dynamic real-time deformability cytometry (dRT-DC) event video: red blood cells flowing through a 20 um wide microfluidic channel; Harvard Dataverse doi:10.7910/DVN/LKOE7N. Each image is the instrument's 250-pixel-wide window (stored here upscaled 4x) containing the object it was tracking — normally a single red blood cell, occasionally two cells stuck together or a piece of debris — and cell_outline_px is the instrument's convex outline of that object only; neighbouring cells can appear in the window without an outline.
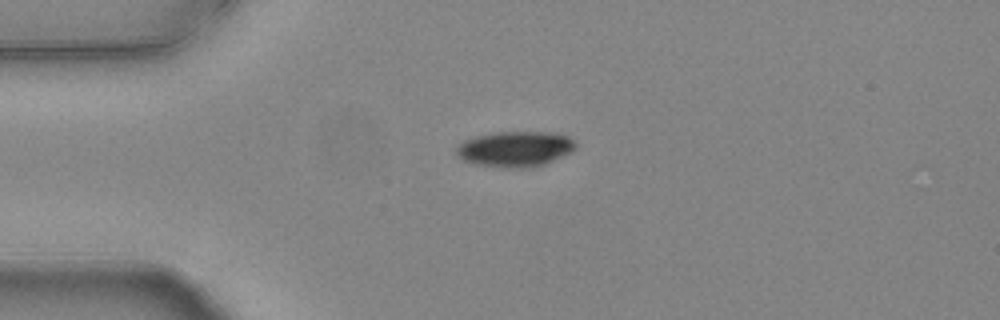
{"species": "common noctule bat (a hibernating species)", "species_latin": "Nyctalus noctula", "temperature_condition": "warm", "stored_images_in_passage": 42, "camera_frame_rate_fps": 3000, "um_per_image_px": 0.085, "animal": {"sex": "female", "body_mass_g": 24.6, "forearm_length_mm": 56.2}, "frame": {"image": 1, "passage_image": 1, "time_ms": 0.0, "image_size_px": [1000, 320], "cell_outline_px": [[576, 148], [572, 152], [544, 164], [532, 168], [500, 168], [476, 164], [464, 160], [456, 152], [456, 148], [464, 140], [476, 136], [496, 132], [556, 132], [568, 136], [576, 144]], "centroid_in_image_um": [43.82, 12.67], "position_along_channel_um": 41.2, "area_um2": 24.8}}
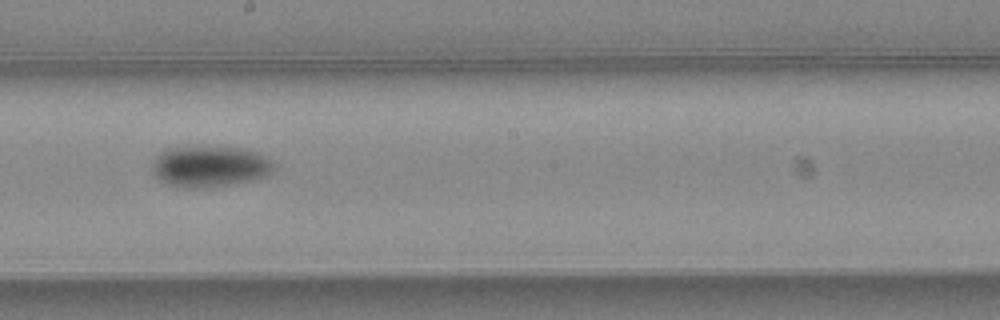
{"frame": {"image": 2, "passage_image": 18, "time_ms": 5.667, "image_size_px": [1000, 320], "cell_outline_px": [[276, 168], [264, 176], [248, 180], [208, 188], [184, 188], [168, 184], [160, 180], [152, 172], [152, 160], [160, 152], [172, 148], [244, 148], [260, 152], [268, 156], [272, 160]], "centroid_in_image_um": [17.84, 14.15], "position_along_channel_um": 230.4, "area_um2": 28.9}}
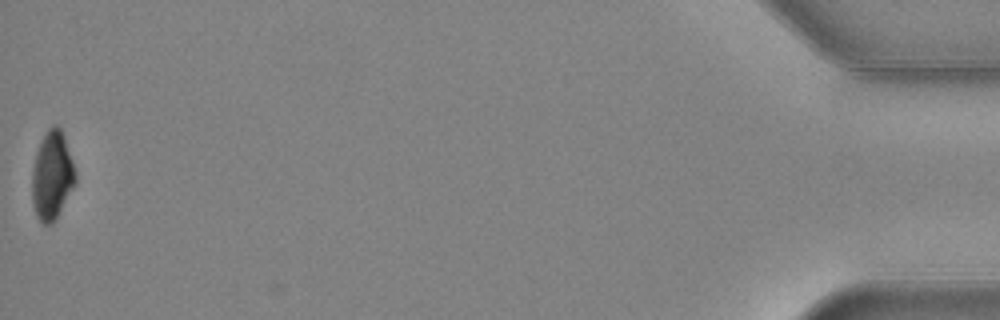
{"frame": {"image": 3, "passage_image": 42, "time_ms": 13.667, "image_size_px": [1000, 320], "cell_outline_px": [[76, 184], [56, 220], [52, 224], [44, 224], [36, 216], [32, 200], [32, 168], [36, 152], [40, 140], [48, 128], [52, 124], [56, 124], [60, 128], [64, 136], [76, 172]], "centroid_in_image_um": [4.43, 14.93], "position_along_channel_um": 430.8, "area_um2": 22.66}, "authors_computed_cell_mechanics": {"area_um2": 26.2123, "velocity_mm_per_s": 3.7929, "shape_relaxation_time_tau1_ms": 3.049, "shape_relaxation_time_tau2_ms": null, "deformation_change_tau1": 0.1352, "deformation_change_tau2": null}}